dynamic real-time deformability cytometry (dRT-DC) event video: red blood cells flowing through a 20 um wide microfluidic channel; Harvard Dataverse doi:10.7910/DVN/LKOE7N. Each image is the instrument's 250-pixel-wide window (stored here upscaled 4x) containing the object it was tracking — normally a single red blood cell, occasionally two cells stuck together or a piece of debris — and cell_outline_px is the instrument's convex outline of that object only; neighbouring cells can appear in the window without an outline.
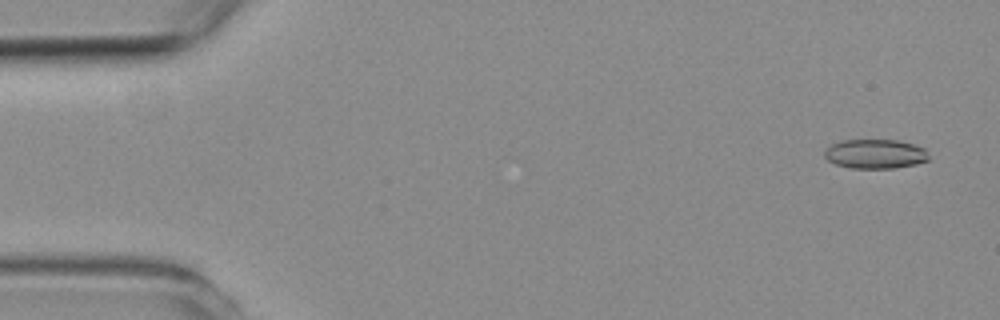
{"species": "common noctule bat (a hibernating species)", "species_latin": "Nyctalus noctula", "temperature_condition": "room temperature", "stored_images_in_passage": 4, "camera_frame_rate_fps": 3000, "um_per_image_px": 0.085, "animal": {"sex": "female", "body_mass_g": 19.3, "forearm_length_mm": 54.1}, "frame": {"image": 1, "passage_image": 1, "time_ms": 0.0, "image_size_px": [1000, 320], "cell_outline_px": [[928, 160], [916, 164], [896, 168], [852, 168], [836, 164], [828, 160], [824, 156], [824, 152], [832, 144], [844, 140], [896, 140], [912, 144], [924, 148], [928, 156]], "centroid_in_image_um": [74.4, 13.09], "position_along_channel_um": 10.6, "area_um2": 17.63}}
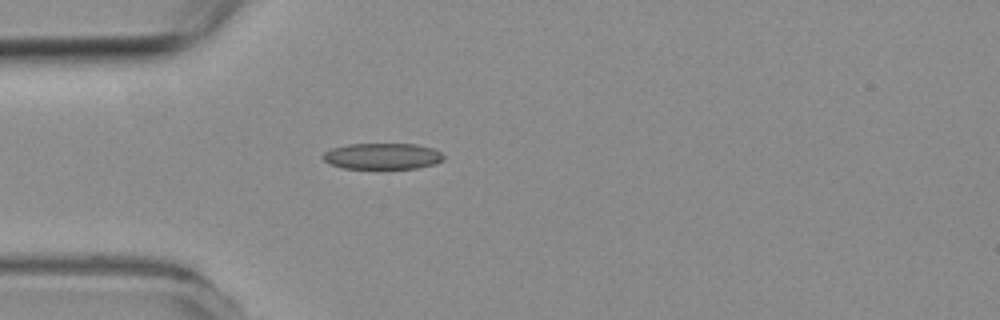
{"frame": {"image": 2, "passage_image": 4, "time_ms": 4.333, "image_size_px": [1000, 320], "cell_outline_px": [[444, 160], [436, 164], [416, 168], [384, 172], [344, 168], [332, 164], [324, 160], [320, 156], [324, 152], [332, 148], [348, 144], [416, 144], [432, 148], [440, 152], [444, 156]], "centroid_in_image_um": [32.51, 13.33], "position_along_channel_um": 52.5, "area_um2": 19.36}}